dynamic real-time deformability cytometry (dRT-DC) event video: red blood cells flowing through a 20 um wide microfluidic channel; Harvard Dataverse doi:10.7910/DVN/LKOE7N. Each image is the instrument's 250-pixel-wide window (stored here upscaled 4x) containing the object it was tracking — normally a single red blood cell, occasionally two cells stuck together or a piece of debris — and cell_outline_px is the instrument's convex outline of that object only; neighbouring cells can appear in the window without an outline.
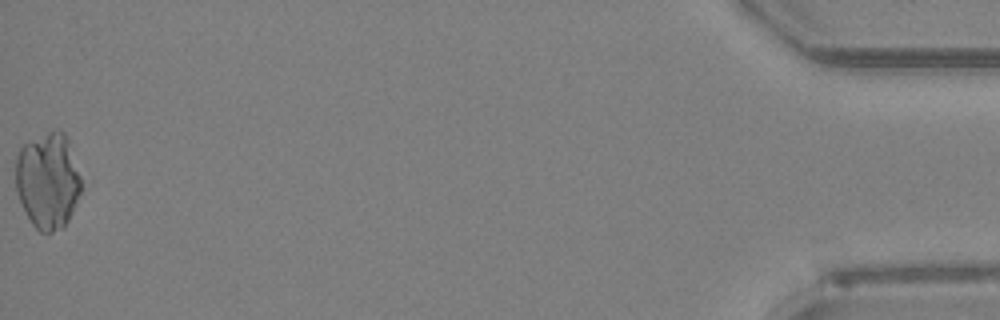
{"species": "Egyptian fruit bat (a non-hibernating species)", "species_latin": "Rousettus aegyptiacus", "temperature_condition": "room temperature", "stored_images_in_passage": 49, "camera_frame_rate_fps": 3000, "um_per_image_px": 0.085, "animal": {"sex": "female"}, "frame": {"image": 1, "passage_image": 49, "time_ms": 16.0, "image_size_px": [1000, 320], "cell_outline_px": [[80, 192], [76, 204], [64, 228], [52, 232], [40, 232], [32, 224], [16, 192], [16, 156], [20, 148], [24, 144], [48, 132], [64, 132], [68, 140], [80, 176]], "centroid_in_image_um": [4.06, 15.39], "position_along_channel_um": 431.1, "area_um2": 36.3}}